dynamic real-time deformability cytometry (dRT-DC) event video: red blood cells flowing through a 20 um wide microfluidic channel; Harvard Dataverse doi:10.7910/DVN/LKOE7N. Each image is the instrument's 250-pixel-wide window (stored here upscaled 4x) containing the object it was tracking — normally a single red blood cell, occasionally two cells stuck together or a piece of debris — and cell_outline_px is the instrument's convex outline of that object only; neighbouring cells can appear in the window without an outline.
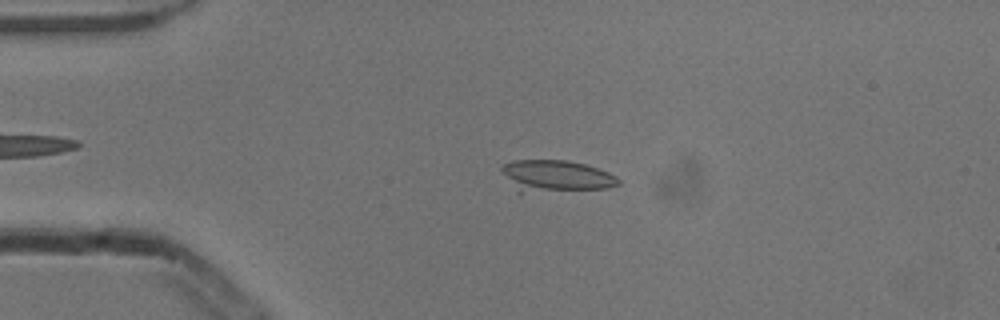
{"species": "common noctule bat (a hibernating species)", "species_latin": "Nyctalus noctula", "temperature_condition": "cold", "stored_images_in_passage": 52, "camera_frame_rate_fps": 3000, "um_per_image_px": 0.085, "animal": {"sex": "male", "body_mass_g": 13.3}, "frame": {"image": 1, "passage_image": 11, "time_ms": 3.333, "image_size_px": [1000, 320], "cell_outline_px": [[620, 184], [608, 188], [520, 196], [516, 192], [500, 168], [504, 164], [512, 160], [564, 160], [584, 164], [608, 172], [616, 176], [620, 180]], "centroid_in_image_um": [47.2, 15.04], "position_along_channel_um": 37.8, "area_um2": 22.6}}
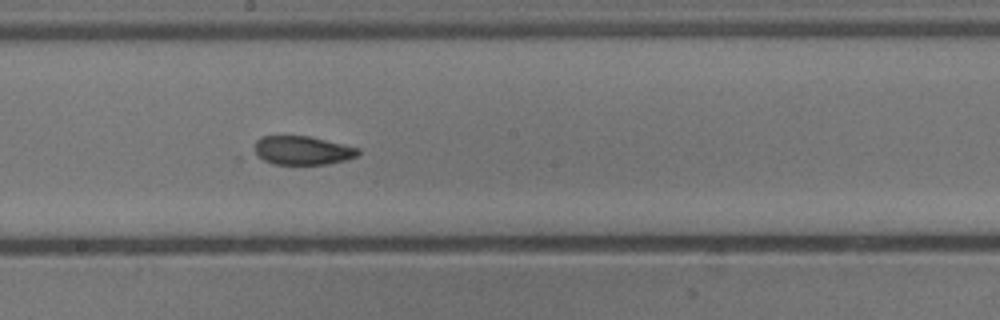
{"frame": {"image": 2, "passage_image": 28, "time_ms": 9.0, "image_size_px": [1000, 320], "cell_outline_px": [[360, 156], [328, 164], [272, 164], [256, 156], [256, 140], [260, 136], [308, 136], [360, 148]], "centroid_in_image_um": [25.73, 12.79], "position_along_channel_um": 222.5, "area_um2": 17.34}}
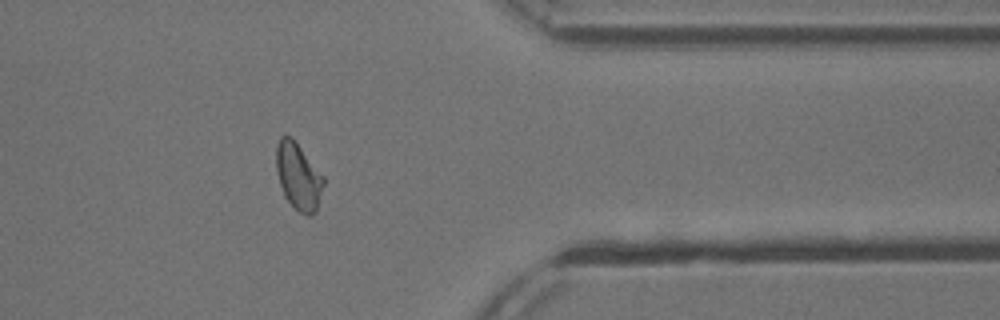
{"frame": {"image": 3, "passage_image": 42, "time_ms": 13.667, "image_size_px": [1000, 320], "cell_outline_px": [[324, 184], [316, 212], [312, 216], [308, 216], [300, 212], [284, 196], [280, 184], [276, 168], [276, 144], [280, 136], [292, 136], [324, 176]], "centroid_in_image_um": [25.37, 14.97], "position_along_channel_um": 386.0, "area_um2": 18.5}}